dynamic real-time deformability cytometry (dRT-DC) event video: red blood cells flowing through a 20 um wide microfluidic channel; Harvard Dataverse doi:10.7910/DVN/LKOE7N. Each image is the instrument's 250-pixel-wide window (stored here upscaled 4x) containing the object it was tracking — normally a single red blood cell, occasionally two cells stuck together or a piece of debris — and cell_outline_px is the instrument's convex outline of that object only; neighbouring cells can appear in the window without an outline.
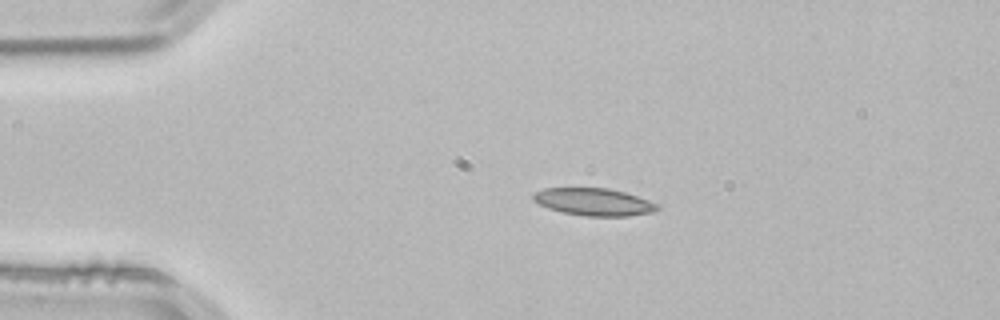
{"species": "common noctule bat (a hibernating species)", "species_latin": "Nyctalus noctula", "temperature_condition": "room temperature", "stored_images_in_passage": 43, "camera_frame_rate_fps": 3000, "um_per_image_px": 0.085, "animal": {"sex": "male", "body_mass_g": 21.5, "forearm_length_mm": 52.0}, "frame": {"image": 1, "passage_image": 1, "time_ms": 0.0, "image_size_px": [1000, 320], "cell_outline_px": [[660, 208], [652, 212], [628, 216], [584, 216], [560, 212], [548, 208], [532, 200], [532, 196], [536, 192], [544, 188], [608, 188], [624, 192], [660, 204]], "centroid_in_image_um": [50.47, 17.17], "position_along_channel_um": 34.5, "area_um2": 19.83}}
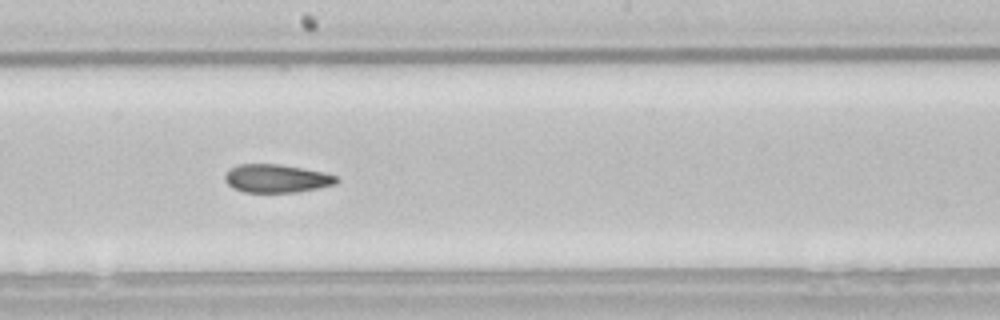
{"frame": {"image": 2, "passage_image": 19, "time_ms": 6.0, "image_size_px": [1000, 320], "cell_outline_px": [[340, 180], [336, 184], [296, 192], [244, 192], [232, 188], [224, 180], [224, 176], [232, 168], [240, 164], [276, 164], [324, 172], [340, 176]], "centroid_in_image_um": [23.53, 15.17], "position_along_channel_um": 224.7, "area_um2": 18.26}}
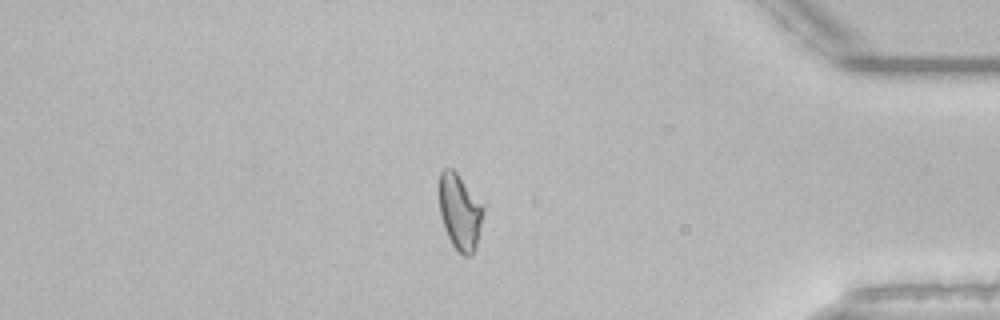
{"frame": {"image": 3, "passage_image": 35, "time_ms": 11.333, "image_size_px": [1000, 320], "cell_outline_px": [[484, 212], [476, 248], [468, 256], [464, 256], [452, 244], [444, 228], [440, 216], [440, 172], [444, 168], [452, 168], [456, 172], [484, 208]], "centroid_in_image_um": [39.08, 18.03], "position_along_channel_um": 396.1, "area_um2": 19.02}, "authors_computed_cell_mechanics": {"area_um2": 19.1896, "velocity_mm_per_s": 3.8379, "shape_relaxation_time_tau1_ms": 8.8862, "shape_relaxation_time_tau2_ms": 3.9741, "deformation_change_tau1": 0.1996, "deformation_change_tau2": 0.1145}}